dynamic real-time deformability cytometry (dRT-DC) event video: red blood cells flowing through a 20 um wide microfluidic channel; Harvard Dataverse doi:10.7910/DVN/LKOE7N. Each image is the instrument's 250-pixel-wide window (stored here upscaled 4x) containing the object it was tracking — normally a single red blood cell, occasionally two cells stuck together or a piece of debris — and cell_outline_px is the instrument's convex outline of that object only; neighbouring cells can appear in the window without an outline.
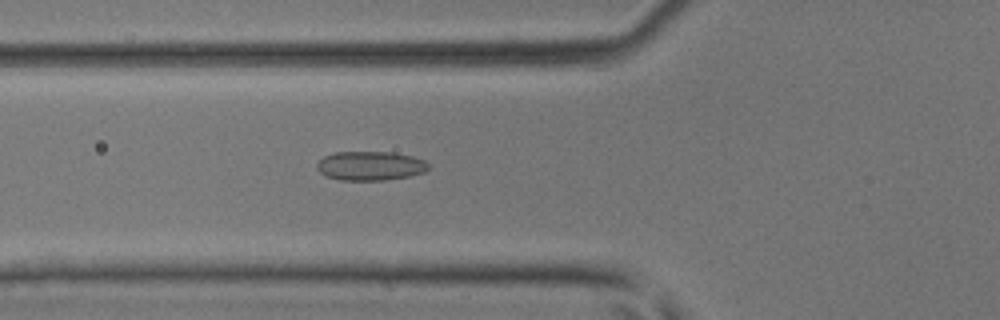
{"species": "common noctule bat (a hibernating species)", "species_latin": "Nyctalus noctula", "temperature_condition": "room temperature", "stored_images_in_passage": 38, "camera_frame_rate_fps": 3000, "um_per_image_px": 0.085, "animal": {"sex": "male", "body_mass_g": 17.9, "forearm_length_mm": 54.2}, "frame": {"image": 1, "passage_image": 9, "time_ms": 2.667, "image_size_px": [1000, 320], "cell_outline_px": [[428, 168], [424, 172], [408, 176], [384, 180], [340, 180], [328, 176], [320, 172], [316, 168], [316, 164], [324, 156], [336, 152], [392, 152], [412, 156], [424, 160], [428, 164]], "centroid_in_image_um": [31.46, 14.09], "position_along_channel_um": 94.3, "area_um2": 18.79}}
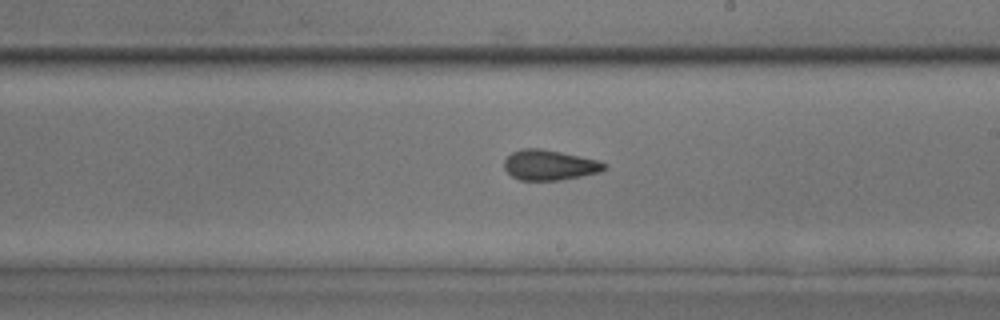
{"frame": {"image": 2, "passage_image": 19, "time_ms": 6.0, "image_size_px": [1000, 320], "cell_outline_px": [[608, 168], [600, 172], [560, 180], [520, 180], [512, 176], [504, 168], [504, 160], [512, 152], [520, 148], [540, 148], [600, 160], [608, 164]], "centroid_in_image_um": [46.73, 14.02], "position_along_channel_um": 242.3, "area_um2": 17.74}}
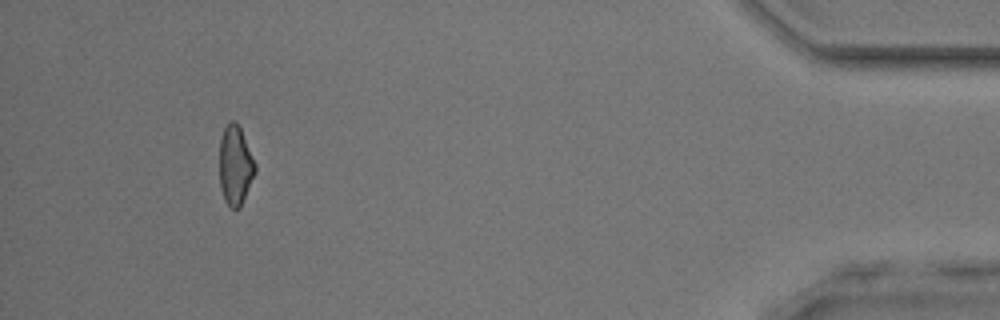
{"frame": {"image": 3, "passage_image": 35, "time_ms": 11.333, "image_size_px": [1000, 320], "cell_outline_px": [[256, 172], [240, 208], [232, 208], [224, 200], [220, 188], [220, 140], [224, 128], [232, 120], [236, 120], [240, 128], [256, 164]], "centroid_in_image_um": [20.0, 14.07], "position_along_channel_um": 415.2, "area_um2": 16.42}}